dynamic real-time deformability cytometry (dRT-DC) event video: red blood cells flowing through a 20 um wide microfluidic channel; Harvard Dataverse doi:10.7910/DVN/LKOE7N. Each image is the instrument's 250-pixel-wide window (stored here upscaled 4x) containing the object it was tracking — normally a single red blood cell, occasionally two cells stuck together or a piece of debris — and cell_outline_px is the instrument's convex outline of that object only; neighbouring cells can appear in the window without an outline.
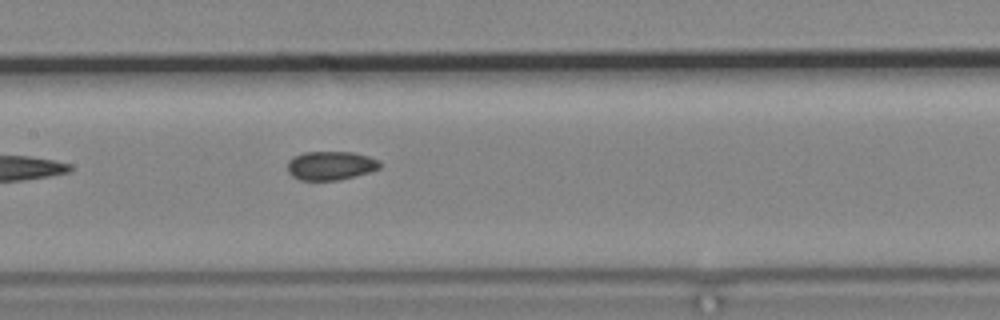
{"species": "common noctule bat (a hibernating species)", "species_latin": "Nyctalus noctula", "temperature_condition": "cold", "stored_images_in_passage": 6, "camera_frame_rate_fps": 3000, "um_per_image_px": 0.085, "animal": {"sex": "male", "body_mass_g": 19.2, "forearm_length_mm": 51.8}, "frame": {"image": 1, "passage_image": 6, "time_ms": 7.0, "image_size_px": [1000, 320], "cell_outline_px": [[380, 168], [372, 172], [340, 180], [300, 180], [292, 176], [288, 172], [288, 160], [304, 152], [352, 152], [368, 156], [380, 160]], "centroid_in_image_um": [28.14, 14.08], "position_along_channel_um": 179.3, "area_um2": 15.61}}